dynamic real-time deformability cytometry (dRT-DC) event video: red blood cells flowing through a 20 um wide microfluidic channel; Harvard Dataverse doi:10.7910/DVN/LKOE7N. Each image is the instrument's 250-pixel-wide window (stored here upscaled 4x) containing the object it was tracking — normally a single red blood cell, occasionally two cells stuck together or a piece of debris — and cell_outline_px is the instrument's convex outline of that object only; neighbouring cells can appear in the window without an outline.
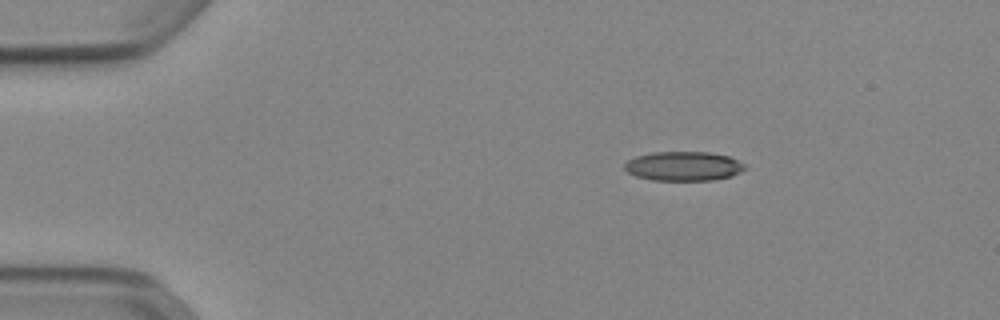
{"species": "Egyptian fruit bat (a non-hibernating species)", "species_latin": "Rousettus aegyptiacus", "temperature_condition": "cold", "stored_images_in_passage": 44, "camera_frame_rate_fps": 3000, "um_per_image_px": 0.085, "animal": {"sex": "female"}, "frame": {"image": 1, "passage_image": 1, "time_ms": 0.0, "image_size_px": [1000, 320], "cell_outline_px": [[748, 168], [732, 176], [712, 180], [652, 180], [636, 176], [628, 172], [624, 168], [624, 164], [628, 160], [636, 156], [652, 152], [708, 152], [728, 156], [744, 164]], "centroid_in_image_um": [58.1, 14.12], "position_along_channel_um": 26.9, "area_um2": 20.52}}
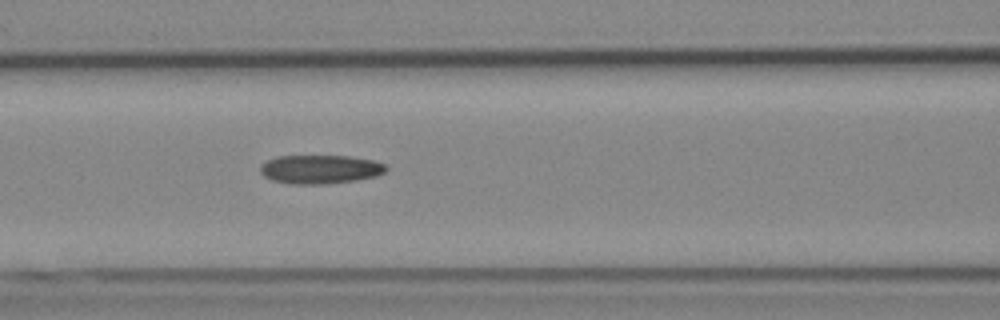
{"frame": {"image": 2, "passage_image": 15, "time_ms": 4.667, "image_size_px": [1000, 320], "cell_outline_px": [[388, 168], [384, 172], [376, 176], [356, 180], [324, 184], [288, 184], [272, 180], [264, 176], [260, 172], [260, 164], [276, 156], [348, 156], [372, 160], [384, 164]], "centroid_in_image_um": [27.18, 14.39], "position_along_channel_um": 139.4, "area_um2": 21.1}}
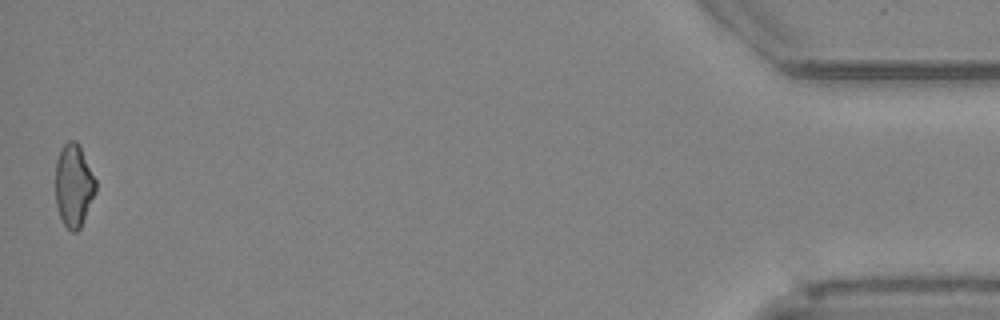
{"frame": {"image": 3, "passage_image": 44, "time_ms": 14.333, "image_size_px": [1000, 320], "cell_outline_px": [[96, 192], [80, 228], [76, 232], [72, 232], [64, 224], [60, 216], [56, 204], [56, 160], [64, 144], [68, 140], [76, 140], [96, 180]], "centroid_in_image_um": [6.27, 15.78], "position_along_channel_um": 428.9, "area_um2": 19.13}, "authors_computed_cell_mechanics": {"area_um2": 20.7502, "velocity_mm_per_s": 3.9143, "shape_relaxation_time_tau1_ms": null, "shape_relaxation_time_tau2_ms": 9.645, "deformation_change_tau1": null, "deformation_change_tau2": 0.2099}}